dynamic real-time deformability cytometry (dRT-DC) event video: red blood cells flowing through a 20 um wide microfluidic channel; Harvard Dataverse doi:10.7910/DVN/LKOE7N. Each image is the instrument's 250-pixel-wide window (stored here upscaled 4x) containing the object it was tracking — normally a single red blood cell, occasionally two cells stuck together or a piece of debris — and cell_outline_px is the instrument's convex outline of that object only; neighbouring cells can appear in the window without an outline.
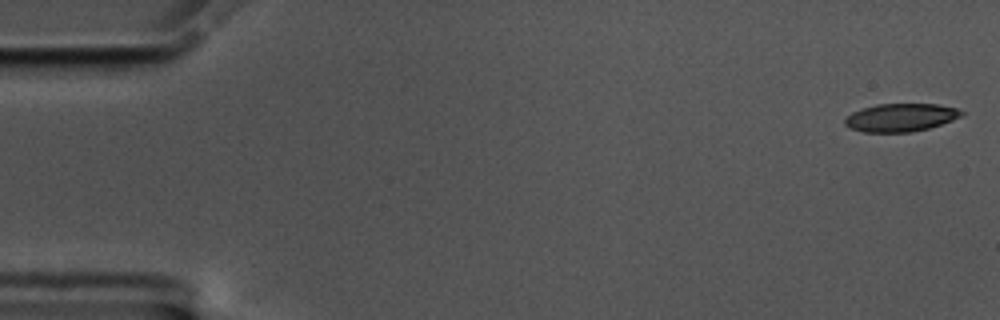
{"species": "common noctule bat (a hibernating species)", "species_latin": "Nyctalus noctula", "temperature_condition": "cold", "stored_images_in_passage": 57, "camera_frame_rate_fps": 3000, "um_per_image_px": 0.085, "animal": {"sex": "male", "body_mass_g": 17.5, "forearm_length_mm": 52.3}, "frame": {"image": 1, "passage_image": 1, "time_ms": 0.0, "image_size_px": [1000, 320], "cell_outline_px": [[964, 116], [928, 128], [912, 132], [864, 132], [848, 128], [844, 124], [844, 120], [852, 112], [876, 104], [936, 104], [956, 108], [964, 112]], "centroid_in_image_um": [76.55, 9.99], "position_along_channel_um": 8.4, "area_um2": 19.02}}
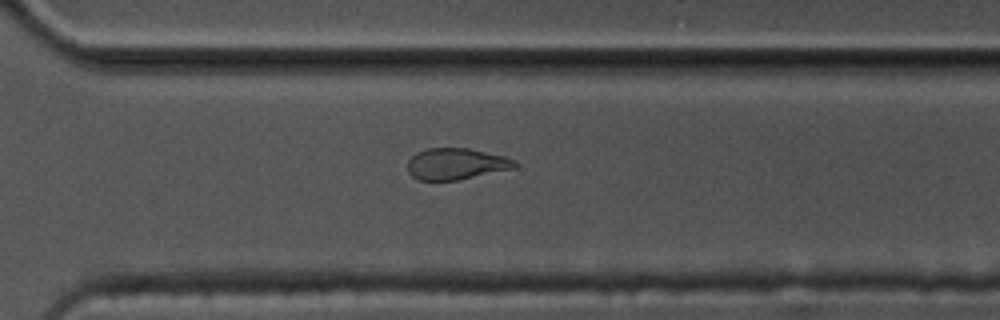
{"frame": {"image": 2, "passage_image": 40, "time_ms": 13.0, "image_size_px": [1000, 320], "cell_outline_px": [[520, 164], [516, 168], [460, 180], [420, 180], [412, 176], [408, 172], [408, 160], [416, 152], [428, 148], [468, 148], [504, 156], [516, 160]], "centroid_in_image_um": [38.81, 13.93], "position_along_channel_um": 331.8, "area_um2": 19.83}}
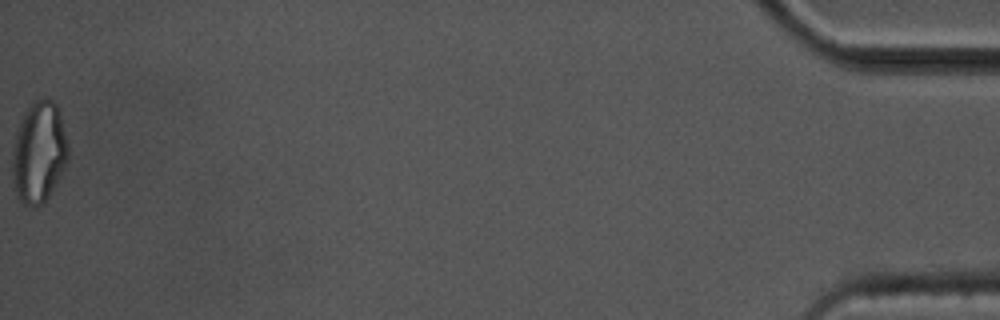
{"frame": {"image": 3, "passage_image": 57, "time_ms": 18.667, "image_size_px": [1000, 320], "cell_outline_px": [[68, 160], [56, 184], [44, 204], [36, 208], [32, 208], [24, 204], [20, 200], [16, 192], [12, 176], [12, 156], [16, 132], [20, 120], [24, 112], [32, 100], [44, 96], [48, 96], [56, 104], [60, 112], [68, 144]], "centroid_in_image_um": [3.31, 12.92], "position_along_channel_um": 431.9, "area_um2": 33.52}, "authors_computed_cell_mechanics": {"area_um2": 20.519, "velocity_mm_per_s": 3.5292, "shape_relaxation_time_tau1_ms": null, "shape_relaxation_time_tau2_ms": 4.668, "deformation_change_tau1": null, "deformation_change_tau2": 0.1231}}